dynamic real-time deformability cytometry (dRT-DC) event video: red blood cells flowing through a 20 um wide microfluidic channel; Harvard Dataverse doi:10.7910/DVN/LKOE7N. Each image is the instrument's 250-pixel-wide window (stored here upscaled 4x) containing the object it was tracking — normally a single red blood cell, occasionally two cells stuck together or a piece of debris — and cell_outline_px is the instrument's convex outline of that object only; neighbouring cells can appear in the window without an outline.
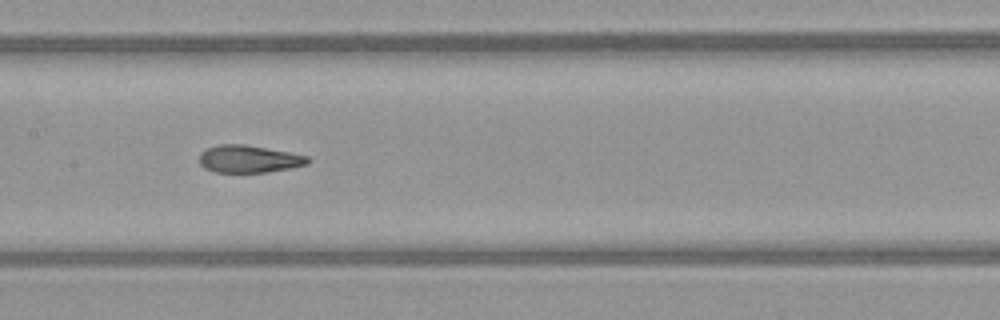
{"species": "common noctule bat (a hibernating species)", "species_latin": "Nyctalus noctula", "temperature_condition": "warm", "stored_images_in_passage": 35, "camera_frame_rate_fps": 3000, "um_per_image_px": 0.085, "animal": {"sex": "female", "body_mass_g": 21.9}, "frame": {"image": 1, "passage_image": 11, "time_ms": 3.333, "image_size_px": [1000, 320], "cell_outline_px": [[312, 160], [308, 164], [268, 172], [216, 172], [204, 168], [200, 164], [200, 152], [208, 148], [220, 144], [244, 144], [288, 152], [308, 156]], "centroid_in_image_um": [21.16, 13.51], "position_along_channel_um": 186.2, "area_um2": 17.22}}
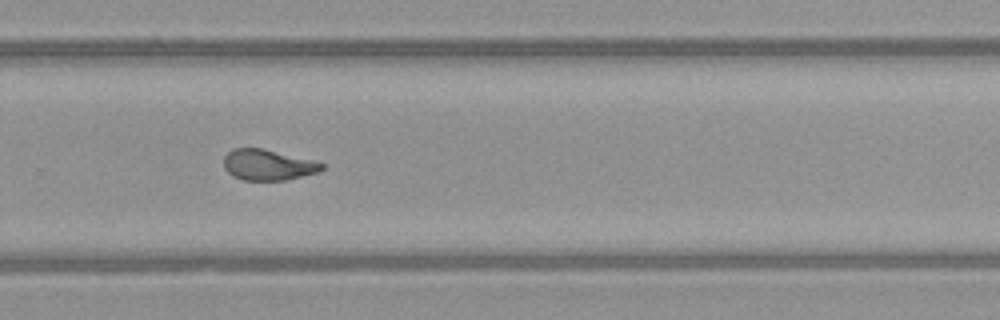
{"frame": {"image": 2, "passage_image": 20, "time_ms": 6.333, "image_size_px": [1000, 320], "cell_outline_px": [[324, 168], [320, 172], [288, 180], [244, 180], [232, 176], [224, 168], [224, 156], [232, 148], [264, 148], [312, 160], [324, 164]], "centroid_in_image_um": [22.78, 14.01], "position_along_channel_um": 307.0, "area_um2": 17.74}}